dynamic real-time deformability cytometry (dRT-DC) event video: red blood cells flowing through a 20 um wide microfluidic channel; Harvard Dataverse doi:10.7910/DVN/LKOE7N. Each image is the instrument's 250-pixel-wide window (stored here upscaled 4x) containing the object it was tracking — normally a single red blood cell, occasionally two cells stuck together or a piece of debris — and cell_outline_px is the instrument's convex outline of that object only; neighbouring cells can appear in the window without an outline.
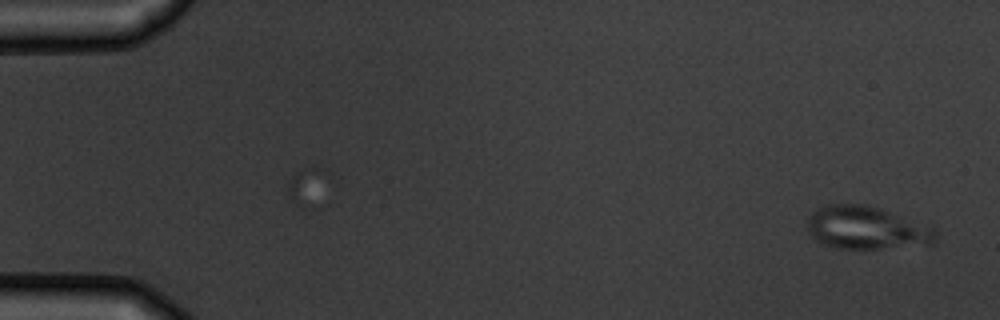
{"species": "common noctule bat (a hibernating species)", "species_latin": "Nyctalus noctula", "temperature_condition": "warm", "stored_images_in_passage": 3, "camera_frame_rate_fps": 3000, "um_per_image_px": 0.085, "animal": {"sex": "male", "body_mass_g": 19.5, "forearm_length_mm": 54.6}, "frame": {"image": 1, "passage_image": 3, "time_ms": 2.333, "image_size_px": [1000, 320], "cell_outline_px": [[936, 240], [932, 244], [880, 248], [836, 248], [824, 244], [816, 240], [812, 236], [808, 228], [808, 216], [812, 212], [828, 204], [860, 204], [876, 208], [932, 224], [936, 232]], "centroid_in_image_um": [73.7, 19.37], "position_along_channel_um": 11.3, "area_um2": 31.96}}